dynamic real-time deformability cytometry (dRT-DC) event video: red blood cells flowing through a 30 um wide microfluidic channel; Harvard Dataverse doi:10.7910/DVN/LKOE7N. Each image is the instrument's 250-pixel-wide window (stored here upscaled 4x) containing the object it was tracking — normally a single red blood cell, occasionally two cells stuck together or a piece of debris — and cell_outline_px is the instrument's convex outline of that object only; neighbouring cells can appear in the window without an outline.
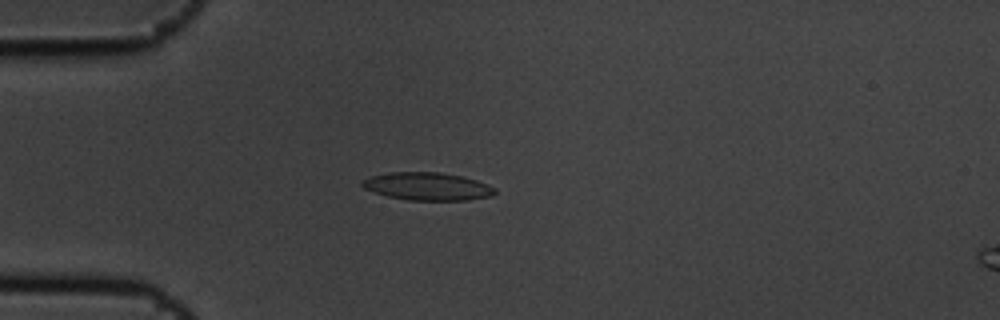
{"species": "common noctule bat (a hibernating species)", "species_latin": "Nyctalus noctula", "temperature_condition": "cold", "stored_images_in_passage": 7, "camera_frame_rate_fps": 3000, "um_per_image_px": 0.085, "animal": {"sex": "male", "body_mass_g": 19.5, "forearm_length_mm": 54.6}, "frame": {"image": 1, "passage_image": 5, "time_ms": 1.333, "image_size_px": [1000, 320], "cell_outline_px": [[496, 192], [492, 196], [464, 200], [408, 200], [388, 196], [364, 188], [360, 184], [360, 180], [368, 176], [392, 172], [440, 172], [460, 176], [476, 180], [488, 184], [496, 188]], "centroid_in_image_um": [36.31, 15.83], "position_along_channel_um": 48.7, "area_um2": 21.5}}
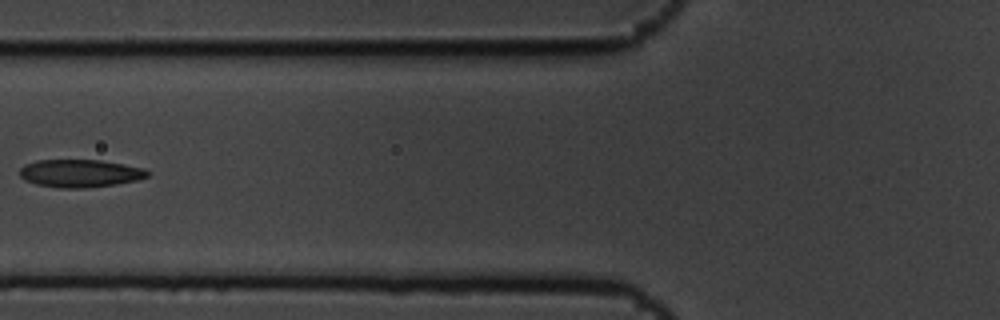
{"frame": {"image": 2, "passage_image": 7, "time_ms": 2.0, "image_size_px": [1000, 320], "cell_outline_px": [[148, 176], [136, 180], [116, 184], [84, 188], [56, 188], [36, 184], [24, 180], [20, 176], [20, 168], [24, 164], [36, 160], [100, 160], [124, 164], [144, 168], [148, 172]], "centroid_in_image_um": [6.76, 14.73], "position_along_channel_um": 119.0, "area_um2": 20.75}}